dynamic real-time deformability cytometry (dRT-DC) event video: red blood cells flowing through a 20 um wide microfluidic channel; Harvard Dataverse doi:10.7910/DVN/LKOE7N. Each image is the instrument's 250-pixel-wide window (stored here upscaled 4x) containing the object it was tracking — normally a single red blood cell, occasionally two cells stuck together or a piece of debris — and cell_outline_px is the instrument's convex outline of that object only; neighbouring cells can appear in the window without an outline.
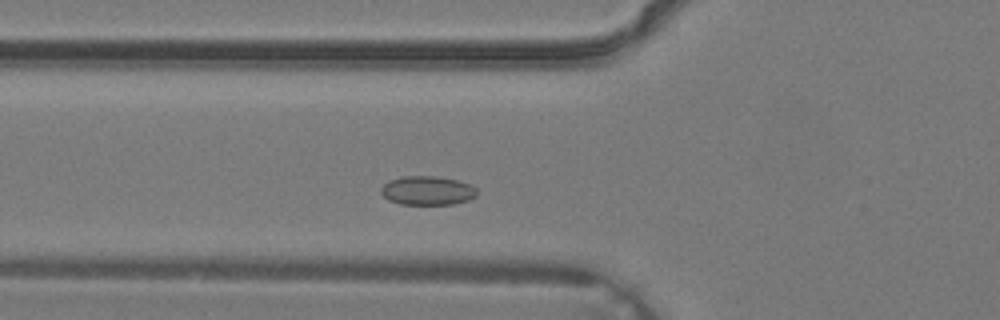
{"species": "common noctule bat (a hibernating species)", "species_latin": "Nyctalus noctula", "temperature_condition": "warm", "stored_images_in_passage": 30, "camera_frame_rate_fps": 3000, "um_per_image_px": 0.085, "animal": {"sex": "male", "body_mass_g": 19.2, "forearm_length_mm": 51.8}, "frame": {"image": 1, "passage_image": 6, "time_ms": 1.667, "image_size_px": [1000, 320], "cell_outline_px": [[476, 196], [468, 200], [452, 204], [400, 204], [388, 200], [380, 192], [380, 188], [388, 180], [400, 176], [436, 176], [456, 180], [468, 184], [476, 188]], "centroid_in_image_um": [36.28, 16.19], "position_along_channel_um": 89.5, "area_um2": 16.18}}
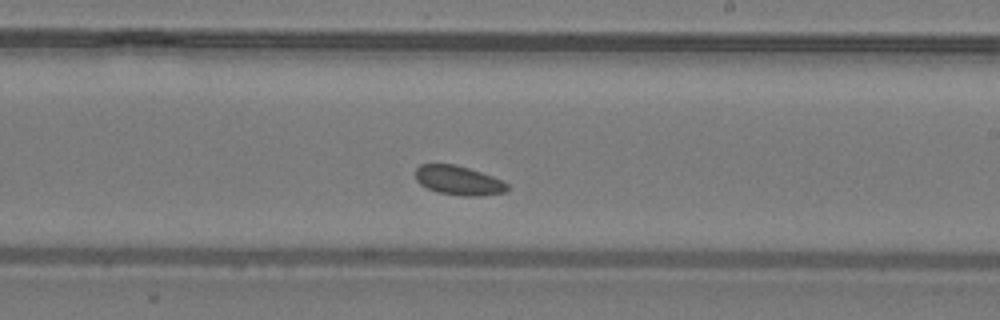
{"frame": {"image": 2, "passage_image": 15, "time_ms": 4.667, "image_size_px": [1000, 320], "cell_outline_px": [[508, 188], [504, 192], [480, 196], [460, 196], [436, 192], [420, 184], [416, 180], [416, 168], [420, 164], [452, 164], [468, 168], [492, 176], [508, 184]], "centroid_in_image_um": [38.94, 15.34], "position_along_channel_um": 250.1, "area_um2": 15.55}}
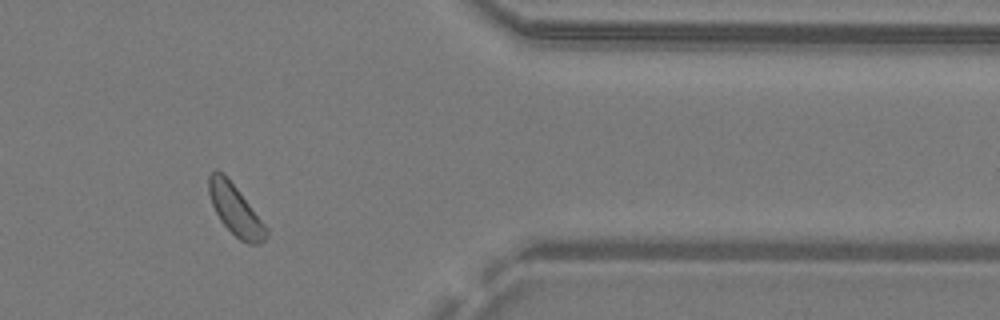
{"frame": {"image": 3, "passage_image": 24, "time_ms": 7.667, "image_size_px": [1000, 320], "cell_outline_px": [[268, 236], [260, 244], [248, 244], [240, 240], [220, 220], [212, 204], [208, 192], [208, 176], [216, 168], [224, 172], [268, 228]], "centroid_in_image_um": [20.0, 17.82], "position_along_channel_um": 391.4, "area_um2": 16.88}}